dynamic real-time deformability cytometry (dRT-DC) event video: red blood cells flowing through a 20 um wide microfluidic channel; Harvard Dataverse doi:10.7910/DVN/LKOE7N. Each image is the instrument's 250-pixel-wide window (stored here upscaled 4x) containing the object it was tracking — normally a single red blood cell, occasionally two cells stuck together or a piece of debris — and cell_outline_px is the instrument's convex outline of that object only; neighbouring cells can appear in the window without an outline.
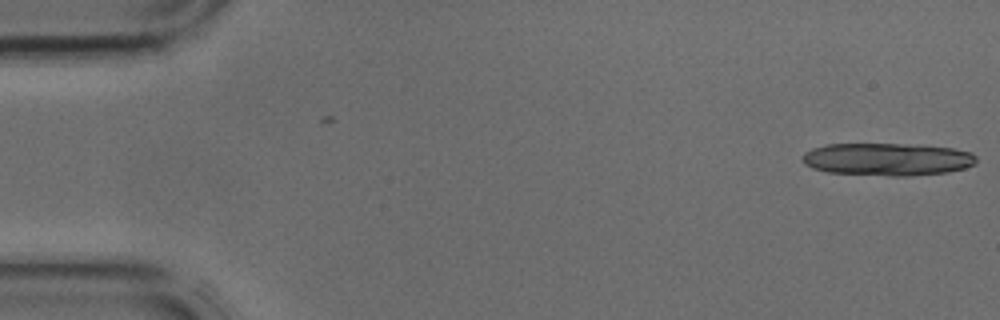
{"species": "common noctule bat (a hibernating species)", "species_latin": "Nyctalus noctula", "temperature_condition": "cold", "stored_images_in_passage": 9, "camera_frame_rate_fps": 3000, "um_per_image_px": 0.085, "animal": {"sex": "male", "body_mass_g": 17.9, "forearm_length_mm": 54.2}, "frame": {"image": 1, "passage_image": 1, "time_ms": 0.0, "image_size_px": [1000, 320], "cell_outline_px": [[976, 164], [964, 168], [944, 172], [908, 176], [888, 176], [828, 172], [812, 168], [804, 164], [800, 156], [804, 152], [812, 148], [828, 144], [900, 144], [952, 148], [972, 152], [976, 156]], "centroid_in_image_um": [75.38, 13.54], "position_along_channel_um": 9.6, "area_um2": 33.06}}